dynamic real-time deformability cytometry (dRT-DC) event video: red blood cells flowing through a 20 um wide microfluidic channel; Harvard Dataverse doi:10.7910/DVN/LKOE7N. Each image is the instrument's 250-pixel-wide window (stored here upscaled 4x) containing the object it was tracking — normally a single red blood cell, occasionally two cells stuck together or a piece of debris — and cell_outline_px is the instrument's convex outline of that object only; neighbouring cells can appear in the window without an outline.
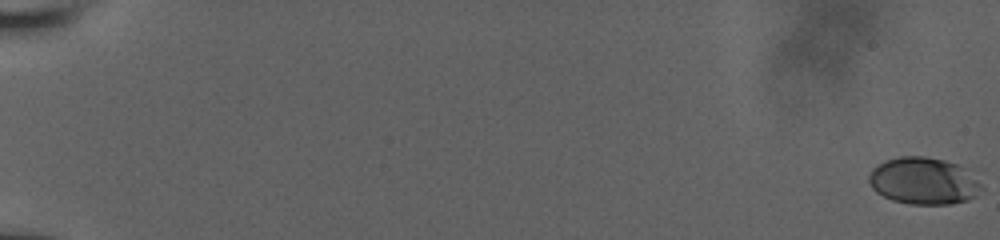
{"species": "human", "species_latin": "Homo sapiens", "temperature_condition": "room temperature", "stored_images_in_passage": 58, "camera_frame_rate_fps": 3000, "um_per_image_px": 0.085, "donor": {"sex": "male"}, "frame": {"image": 1, "passage_image": 1, "time_ms": 0.0, "image_size_px": [1000, 240], "cell_outline_px": [[984, 188], [976, 196], [968, 200], [952, 204], [908, 204], [892, 200], [876, 192], [872, 188], [868, 180], [868, 176], [872, 168], [884, 160], [900, 156], [924, 156], [944, 160], [956, 164], [976, 176]], "centroid_in_image_um": [78.5, 15.38], "position_along_channel_um": 6.5, "area_um2": 31.1}}
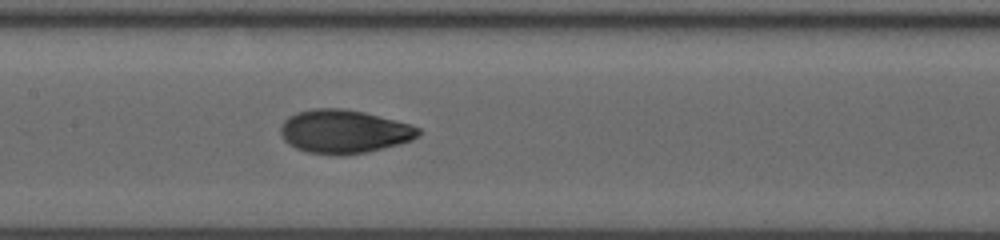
{"frame": {"image": 2, "passage_image": 32, "time_ms": 10.333, "image_size_px": [1000, 240], "cell_outline_px": [[424, 132], [420, 136], [412, 140], [400, 144], [368, 152], [344, 156], [332, 156], [308, 152], [296, 148], [288, 144], [284, 140], [280, 132], [280, 128], [284, 120], [288, 116], [296, 112], [312, 108], [344, 108], [364, 112], [412, 124], [420, 128]], "centroid_in_image_um": [29.27, 11.19], "position_along_channel_um": 178.1, "area_um2": 35.66}}
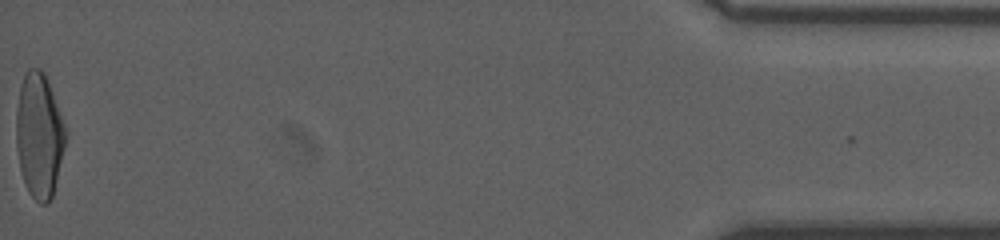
{"frame": {"image": 3, "passage_image": 58, "time_ms": 19.0, "image_size_px": [1000, 240], "cell_outline_px": [[64, 148], [52, 196], [48, 204], [40, 204], [28, 192], [24, 184], [20, 168], [16, 148], [16, 108], [20, 88], [24, 72], [28, 68], [40, 68], [44, 72], [64, 124]], "centroid_in_image_um": [3.29, 11.51], "position_along_channel_um": 431.9, "area_um2": 35.49}, "authors_computed_cell_mechanics": {"area_um2": 33.5529, "velocity_mm_per_s": 3.9372, "shape_relaxation_time_tau1_ms": 4.1174, "shape_relaxation_time_tau2_ms": 1.0946, "deformation_change_tau1": 0.1743, "deformation_change_tau2": 0.0551}}